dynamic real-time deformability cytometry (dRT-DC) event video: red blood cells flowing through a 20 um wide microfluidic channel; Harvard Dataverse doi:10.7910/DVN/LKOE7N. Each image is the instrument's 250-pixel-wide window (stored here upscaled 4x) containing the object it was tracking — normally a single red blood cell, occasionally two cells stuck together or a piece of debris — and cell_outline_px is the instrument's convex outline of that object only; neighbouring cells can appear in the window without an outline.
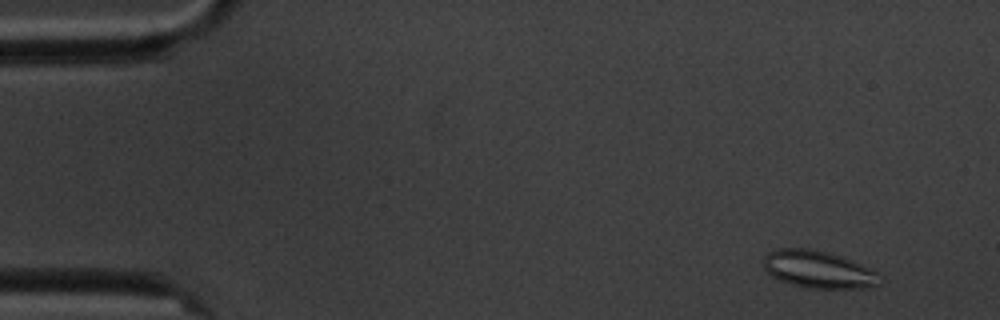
{"species": "common noctule bat (a hibernating species)", "species_latin": "Nyctalus noctula", "temperature_condition": "cold", "stored_images_in_passage": 6, "camera_frame_rate_fps": 3000, "um_per_image_px": 0.085, "animal": {"sex": "male", "body_mass_g": 20.1, "forearm_length_mm": 53.5}, "frame": {"image": 1, "passage_image": 2, "time_ms": 1.333, "image_size_px": [1000, 320], "cell_outline_px": [[884, 276], [880, 284], [872, 288], [808, 288], [792, 284], [780, 280], [772, 276], [764, 268], [764, 256], [768, 252], [780, 248], [808, 248], [828, 252], [852, 260]], "centroid_in_image_um": [69.6, 22.91], "position_along_channel_um": 15.4, "area_um2": 25.43}}
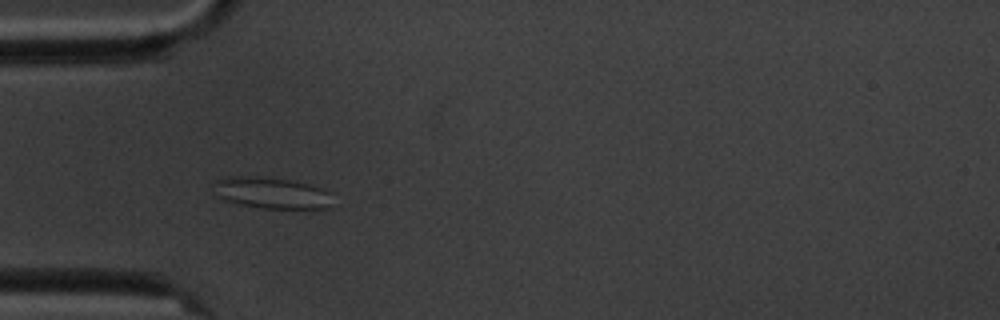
{"frame": {"image": 2, "passage_image": 6, "time_ms": 5.667, "image_size_px": [1000, 320], "cell_outline_px": [[328, 208], [264, 208], [240, 204], [224, 200], [220, 196], [212, 184], [216, 180], [228, 176], [256, 176], [288, 180], [308, 184], [320, 188], [328, 192]], "centroid_in_image_um": [23.0, 16.38], "position_along_channel_um": 62.0, "area_um2": 21.1}}